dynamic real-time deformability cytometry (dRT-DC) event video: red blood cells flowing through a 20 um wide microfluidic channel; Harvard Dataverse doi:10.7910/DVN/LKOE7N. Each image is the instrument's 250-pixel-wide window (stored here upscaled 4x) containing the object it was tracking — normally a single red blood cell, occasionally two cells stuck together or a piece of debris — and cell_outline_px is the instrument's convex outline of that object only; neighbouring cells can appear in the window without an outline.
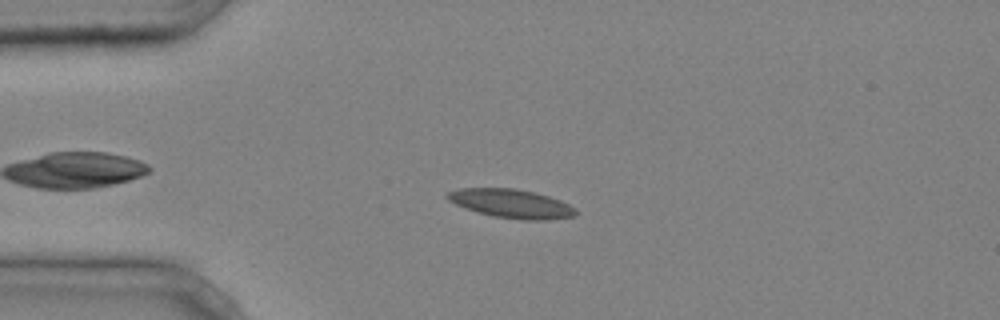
{"species": "common noctule bat (a hibernating species)", "species_latin": "Nyctalus noctula", "temperature_condition": "cold", "stored_images_in_passage": 4, "camera_frame_rate_fps": 3000, "um_per_image_px": 0.085, "animal": {"sex": "male", "body_mass_g": 20.4}, "frame": {"image": 1, "passage_image": 3, "time_ms": 0.667, "image_size_px": [1000, 320], "cell_outline_px": [[576, 216], [548, 220], [520, 220], [492, 216], [476, 212], [456, 204], [448, 200], [444, 196], [448, 192], [460, 188], [516, 188], [536, 192], [560, 200], [576, 208]], "centroid_in_image_um": [43.47, 17.31], "position_along_channel_um": 41.5, "area_um2": 21.73}}